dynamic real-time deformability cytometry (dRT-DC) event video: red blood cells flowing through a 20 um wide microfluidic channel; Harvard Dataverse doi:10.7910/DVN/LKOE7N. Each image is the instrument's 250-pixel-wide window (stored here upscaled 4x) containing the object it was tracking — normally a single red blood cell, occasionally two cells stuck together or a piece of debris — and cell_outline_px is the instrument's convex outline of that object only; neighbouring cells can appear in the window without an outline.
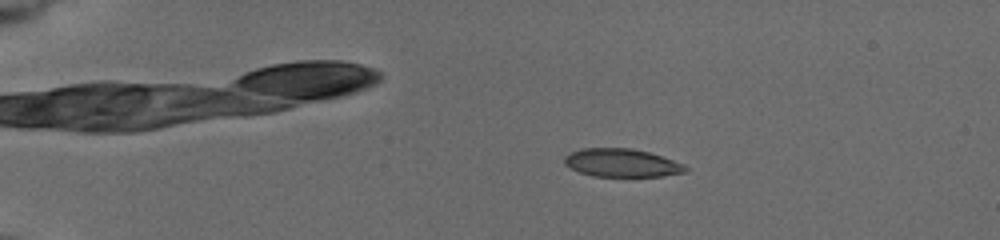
{"species": "common noctule bat (a hibernating species)", "species_latin": "Nyctalus noctula", "temperature_condition": "cold", "stored_images_in_passage": 67, "camera_frame_rate_fps": 3000, "um_per_image_px": 0.085, "animal": {"sex": "female", "body_mass_g": 19.5, "forearm_length_mm": 54.1}, "frame": {"image": 1, "passage_image": 3, "time_ms": 0.667, "image_size_px": [1000, 240], "cell_outline_px": [[688, 168], [684, 172], [660, 176], [592, 176], [580, 172], [564, 164], [564, 156], [580, 148], [632, 148], [648, 152], [684, 164]], "centroid_in_image_um": [52.81, 13.84], "position_along_channel_um": 32.2, "area_um2": 19.65}}
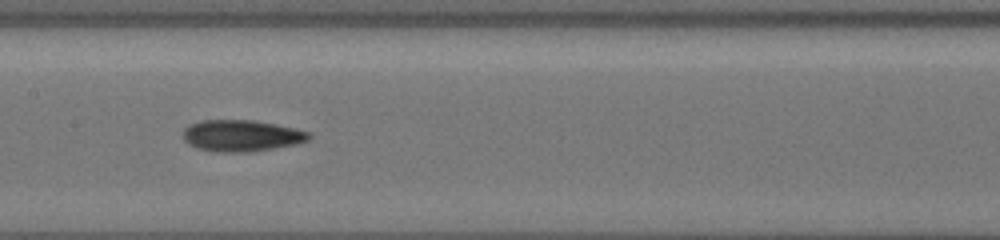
{"frame": {"image": 2, "passage_image": 35, "time_ms": 7.0, "image_size_px": [1000, 240], "cell_outline_px": [[312, 136], [308, 140], [296, 144], [252, 152], [216, 152], [196, 148], [184, 140], [184, 128], [188, 124], [200, 120], [252, 120], [292, 128], [308, 132]], "centroid_in_image_um": [20.48, 11.54], "position_along_channel_um": 186.9, "area_um2": 23.0}}
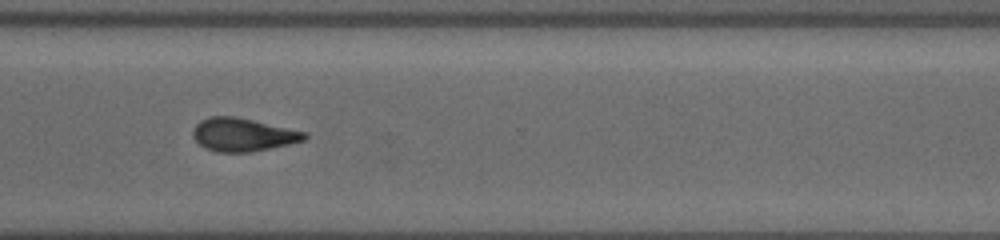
{"frame": {"image": 3, "passage_image": 66, "time_ms": 11.333, "image_size_px": [1000, 240], "cell_outline_px": [[308, 136], [304, 140], [288, 144], [248, 152], [216, 152], [204, 148], [192, 136], [192, 132], [196, 124], [200, 120], [212, 116], [232, 116], [252, 120], [308, 132]], "centroid_in_image_um": [20.62, 11.44], "position_along_channel_um": 350.0, "area_um2": 21.39}}